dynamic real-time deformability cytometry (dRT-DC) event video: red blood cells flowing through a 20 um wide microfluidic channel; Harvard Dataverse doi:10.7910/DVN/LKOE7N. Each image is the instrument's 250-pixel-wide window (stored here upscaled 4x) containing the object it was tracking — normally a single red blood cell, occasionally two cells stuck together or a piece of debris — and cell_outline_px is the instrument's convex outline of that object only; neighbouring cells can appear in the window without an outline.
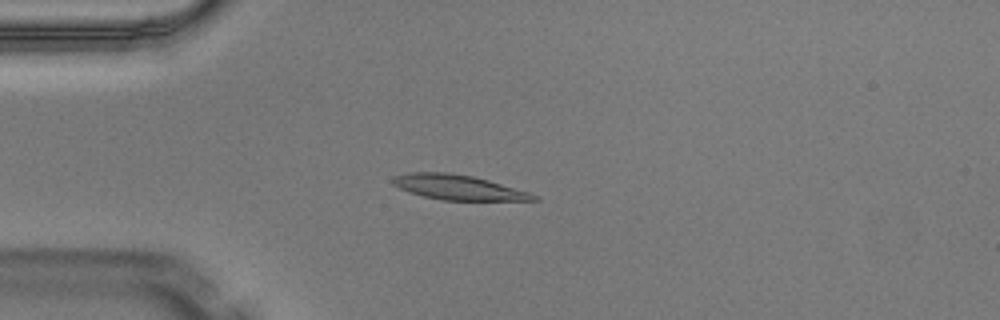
{"species": "Egyptian fruit bat (a non-hibernating species)", "species_latin": "Rousettus aegyptiacus", "temperature_condition": "warm", "stored_images_in_passage": 3, "camera_frame_rate_fps": 3000, "um_per_image_px": 0.085, "animal": {"sex": "male"}, "frame": {"image": 1, "passage_image": 2, "time_ms": 0.333, "image_size_px": [1000, 320], "cell_outline_px": [[540, 200], [440, 200], [408, 192], [392, 184], [392, 176], [408, 172], [448, 172], [472, 176], [488, 180], [528, 192], [536, 196]], "centroid_in_image_um": [38.87, 15.91], "position_along_channel_um": 46.1, "area_um2": 20.29}}